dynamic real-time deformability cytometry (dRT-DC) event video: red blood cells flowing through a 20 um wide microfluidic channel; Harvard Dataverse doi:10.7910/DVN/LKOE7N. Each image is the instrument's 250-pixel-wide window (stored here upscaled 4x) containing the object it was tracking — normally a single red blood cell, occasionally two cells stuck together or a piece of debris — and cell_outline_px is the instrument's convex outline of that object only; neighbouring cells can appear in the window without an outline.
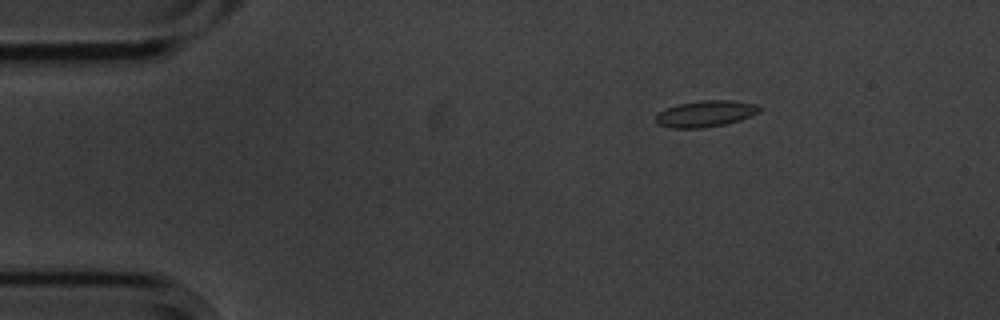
{"species": "common noctule bat (a hibernating species)", "species_latin": "Nyctalus noctula", "temperature_condition": "cold", "stored_images_in_passage": 50, "camera_frame_rate_fps": 3000, "um_per_image_px": 0.085, "animal": {"sex": "male", "body_mass_g": 20.1, "forearm_length_mm": 53.5}, "frame": {"image": 1, "passage_image": 1, "time_ms": 0.0, "image_size_px": [1000, 320], "cell_outline_px": [[760, 112], [740, 120], [724, 124], [704, 128], [672, 128], [656, 124], [656, 112], [664, 108], [676, 104], [700, 100], [732, 100], [756, 104], [760, 108]], "centroid_in_image_um": [59.92, 9.66], "position_along_channel_um": 25.1, "area_um2": 16.13}}
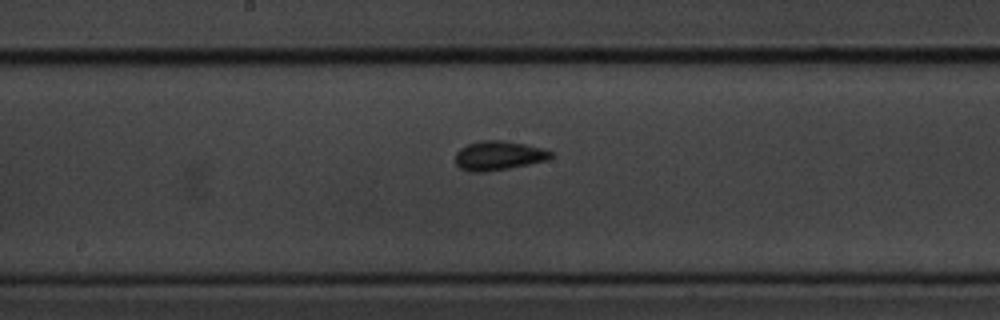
{"frame": {"image": 2, "passage_image": 22, "time_ms": 7.0, "image_size_px": [1000, 320], "cell_outline_px": [[552, 156], [548, 160], [508, 168], [484, 172], [468, 172], [460, 168], [456, 164], [456, 152], [460, 148], [468, 144], [480, 140], [500, 140], [524, 144], [540, 148], [552, 152]], "centroid_in_image_um": [42.34, 13.23], "position_along_channel_um": 205.9, "area_um2": 16.13}}
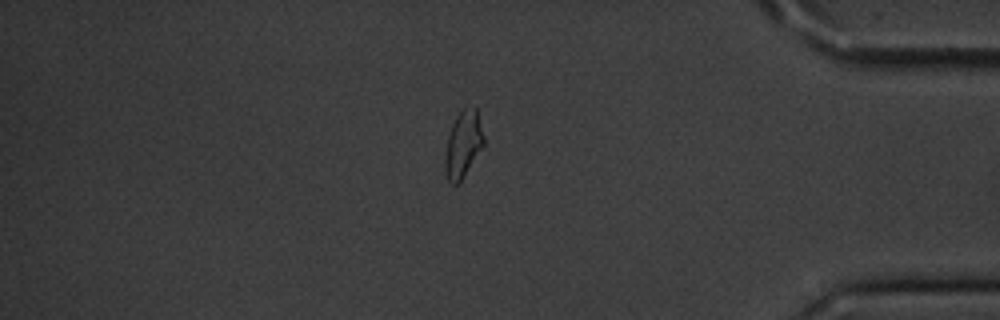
{"frame": {"image": 3, "passage_image": 41, "time_ms": 13.333, "image_size_px": [1000, 320], "cell_outline_px": [[484, 144], [460, 184], [452, 184], [448, 180], [444, 168], [444, 156], [448, 136], [452, 124], [456, 116], [464, 108], [476, 108], [484, 136]], "centroid_in_image_um": [39.35, 12.31], "position_along_channel_um": 395.8, "area_um2": 15.03}, "authors_computed_cell_mechanics": {"area_um2": 15.2303, "velocity_mm_per_s": 3.4849, "shape_relaxation_time_tau1_ms": 2.9284, "shape_relaxation_time_tau2_ms": 2.1202, "deformation_change_tau1": 0.0878, "deformation_change_tau2": 0.0516}}